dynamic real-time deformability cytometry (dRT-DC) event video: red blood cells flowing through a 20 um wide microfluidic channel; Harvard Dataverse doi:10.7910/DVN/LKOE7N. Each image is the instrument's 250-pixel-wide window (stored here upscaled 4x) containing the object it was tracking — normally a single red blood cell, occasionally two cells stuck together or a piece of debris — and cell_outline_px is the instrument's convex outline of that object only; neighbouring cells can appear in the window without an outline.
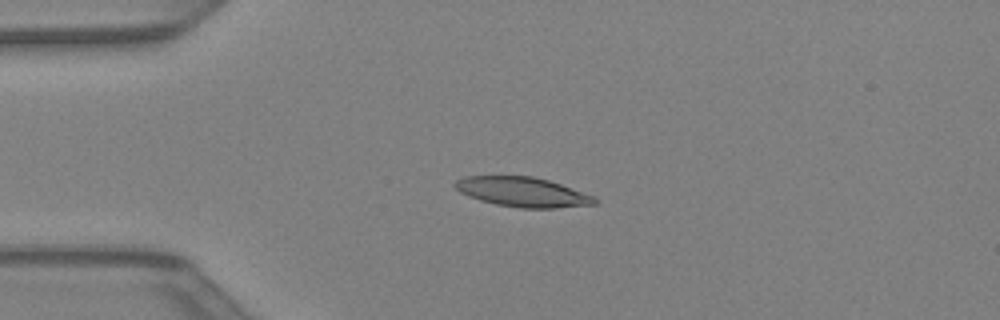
{"species": "Egyptian fruit bat (a non-hibernating species)", "species_latin": "Rousettus aegyptiacus", "temperature_condition": "warm", "stored_images_in_passage": 33, "camera_frame_rate_fps": 3000, "um_per_image_px": 0.085, "animal": {"sex": "female"}, "frame": {"image": 1, "passage_image": 1, "time_ms": 0.0, "image_size_px": [1000, 320], "cell_outline_px": [[596, 204], [556, 208], [520, 208], [496, 204], [480, 200], [468, 196], [460, 192], [452, 184], [456, 180], [464, 176], [532, 176], [548, 180], [596, 196]], "centroid_in_image_um": [44.41, 16.32], "position_along_channel_um": 40.6, "area_um2": 24.16}}
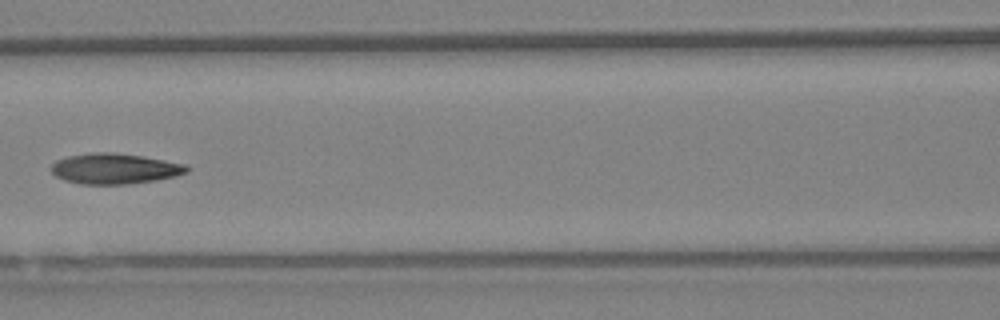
{"frame": {"image": 2, "passage_image": 10, "time_ms": 3.0, "image_size_px": [1000, 320], "cell_outline_px": [[188, 172], [176, 176], [156, 180], [128, 184], [80, 184], [64, 180], [56, 176], [48, 168], [56, 160], [68, 156], [96, 152], [108, 152], [140, 156], [188, 164]], "centroid_in_image_um": [9.73, 14.34], "position_along_channel_um": 156.9, "area_um2": 24.1}}
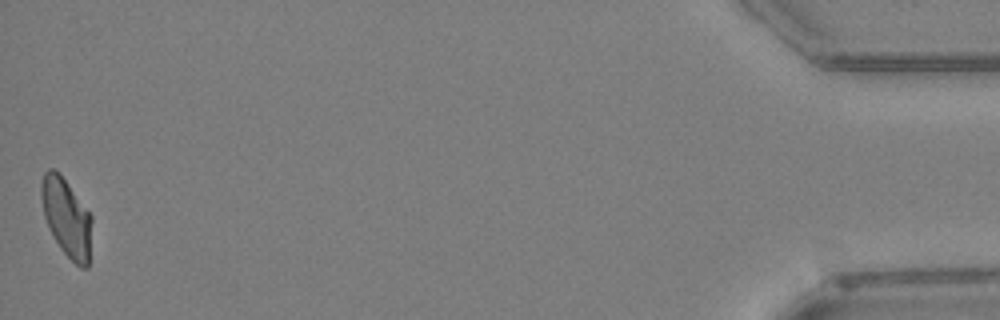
{"frame": {"image": 3, "passage_image": 33, "time_ms": 10.667, "image_size_px": [1000, 320], "cell_outline_px": [[92, 220], [88, 268], [80, 268], [60, 248], [44, 216], [40, 196], [40, 184], [44, 172], [48, 168], [52, 168], [60, 172], [92, 216]], "centroid_in_image_um": [5.65, 18.45], "position_along_channel_um": 429.6, "area_um2": 23.0}}